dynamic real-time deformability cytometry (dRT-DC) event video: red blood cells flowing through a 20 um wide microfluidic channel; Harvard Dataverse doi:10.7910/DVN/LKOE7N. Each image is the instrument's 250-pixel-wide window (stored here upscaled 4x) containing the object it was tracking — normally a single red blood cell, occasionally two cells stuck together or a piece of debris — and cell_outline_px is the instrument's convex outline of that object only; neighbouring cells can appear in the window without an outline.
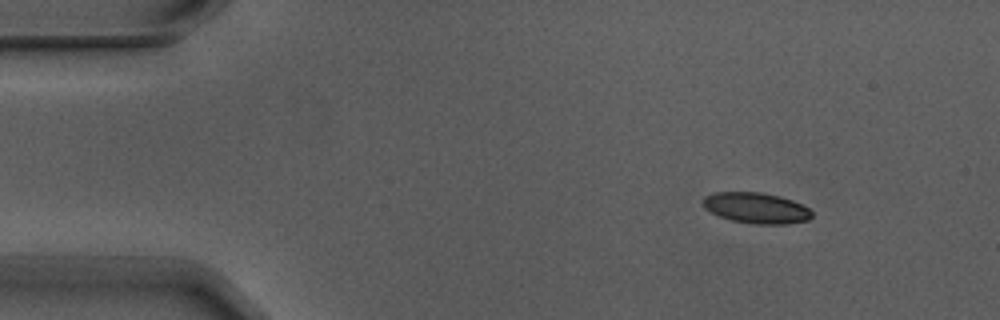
{"species": "Egyptian fruit bat (a non-hibernating species)", "species_latin": "Rousettus aegyptiacus", "temperature_condition": "warm", "stored_images_in_passage": 7, "camera_frame_rate_fps": 3000, "um_per_image_px": 0.085, "animal": {"sex": "male"}, "frame": {"image": 1, "passage_image": 1, "time_ms": 0.0, "image_size_px": [1000, 320], "cell_outline_px": [[812, 216], [808, 220], [788, 224], [756, 224], [732, 220], [720, 216], [704, 208], [704, 196], [716, 192], [760, 192], [780, 196], [792, 200], [808, 208], [812, 212]], "centroid_in_image_um": [64.3, 17.67], "position_along_channel_um": 20.7, "area_um2": 19.36}}
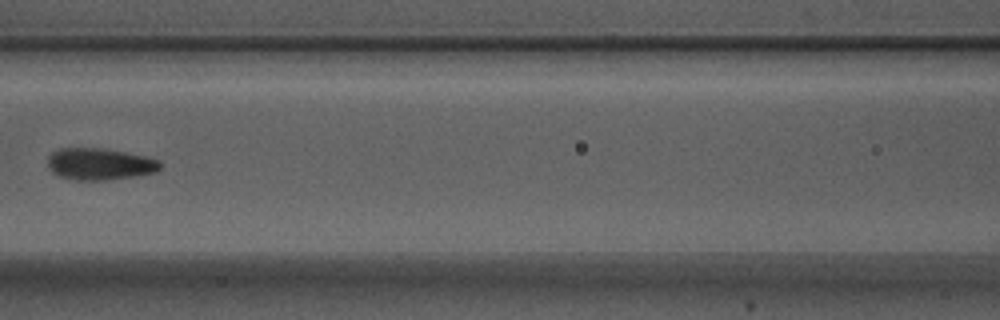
{"frame": {"image": 2, "passage_image": 6, "time_ms": 1.667, "image_size_px": [1000, 320], "cell_outline_px": [[160, 168], [156, 172], [136, 176], [104, 180], [72, 180], [60, 176], [52, 172], [48, 168], [48, 156], [52, 152], [60, 148], [100, 148], [124, 152], [144, 156], [160, 160]], "centroid_in_image_um": [8.45, 13.95], "position_along_channel_um": 158.2, "area_um2": 20.81}}
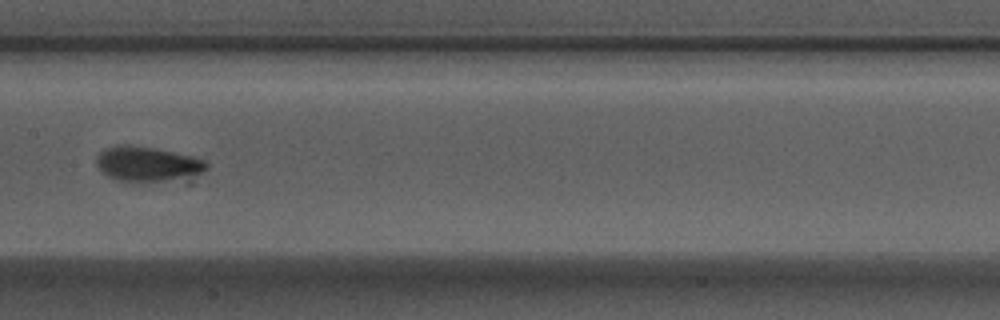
{"frame": {"image": 3, "passage_image": 7, "time_ms": 2.0, "image_size_px": [1000, 320], "cell_outline_px": [[208, 168], [200, 172], [164, 180], [120, 180], [108, 176], [96, 164], [96, 156], [100, 152], [108, 148], [124, 144], [156, 148], [192, 156], [204, 160], [208, 164]], "centroid_in_image_um": [12.49, 13.89], "position_along_channel_um": 194.9, "area_um2": 21.33}}